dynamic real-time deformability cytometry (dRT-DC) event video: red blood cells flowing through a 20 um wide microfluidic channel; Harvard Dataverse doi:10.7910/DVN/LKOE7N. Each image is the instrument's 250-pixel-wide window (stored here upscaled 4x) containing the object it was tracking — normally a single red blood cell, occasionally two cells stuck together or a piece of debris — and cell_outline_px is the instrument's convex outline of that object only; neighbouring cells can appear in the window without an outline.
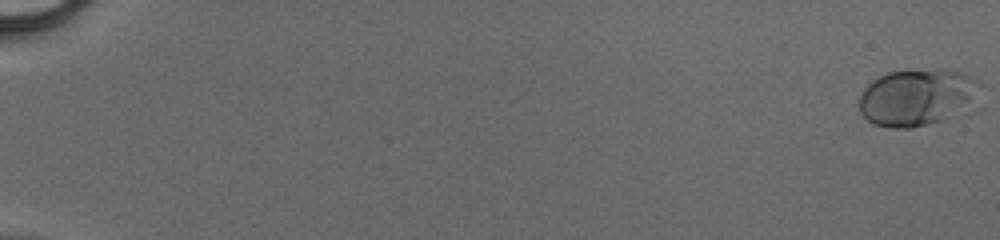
{"species": "human", "species_latin": "Homo sapiens", "temperature_condition": "cold", "stored_images_in_passage": 51, "camera_frame_rate_fps": 3000, "um_per_image_px": 0.085, "donor": {"sex": "male"}, "frame": {"image": 1, "passage_image": 1, "time_ms": 0.0, "image_size_px": [1000, 240], "cell_outline_px": [[980, 84], [972, 104], [944, 120], [912, 128], [888, 128], [872, 124], [860, 112], [860, 92], [872, 80], [888, 72], [944, 68], [964, 72], [980, 80]], "centroid_in_image_um": [77.94, 8.26], "position_along_channel_um": 7.1, "area_um2": 40.29}}
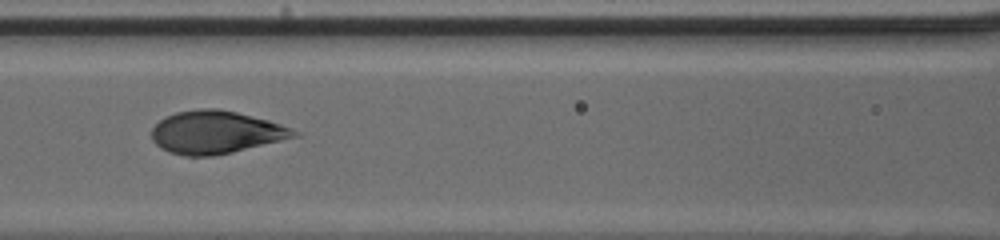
{"frame": {"image": 2, "passage_image": 26, "time_ms": 8.333, "image_size_px": [1000, 240], "cell_outline_px": [[300, 136], [232, 152], [212, 156], [184, 156], [168, 152], [160, 148], [152, 140], [152, 128], [164, 116], [176, 112], [200, 108], [216, 108], [236, 112], [268, 120], [292, 128], [300, 132]], "centroid_in_image_um": [18.34, 11.24], "position_along_channel_um": 148.3, "area_um2": 35.6}}
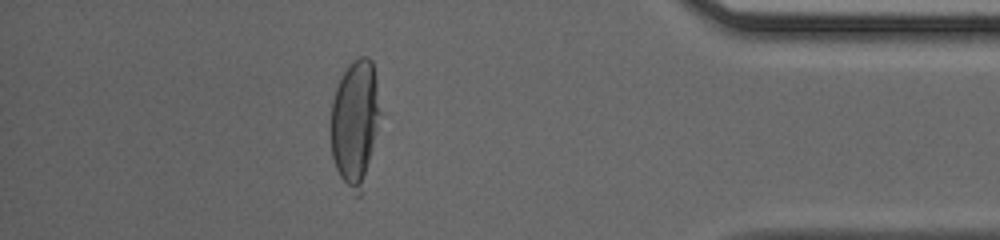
{"frame": {"image": 3, "passage_image": 46, "time_ms": 15.0, "image_size_px": [1000, 240], "cell_outline_px": [[380, 112], [360, 196], [356, 196], [340, 176], [336, 168], [332, 156], [328, 128], [332, 100], [336, 88], [348, 64], [352, 60], [360, 56], [368, 56], [372, 60], [376, 80]], "centroid_in_image_um": [30.11, 10.34], "position_along_channel_um": 405.1, "area_um2": 35.72}}